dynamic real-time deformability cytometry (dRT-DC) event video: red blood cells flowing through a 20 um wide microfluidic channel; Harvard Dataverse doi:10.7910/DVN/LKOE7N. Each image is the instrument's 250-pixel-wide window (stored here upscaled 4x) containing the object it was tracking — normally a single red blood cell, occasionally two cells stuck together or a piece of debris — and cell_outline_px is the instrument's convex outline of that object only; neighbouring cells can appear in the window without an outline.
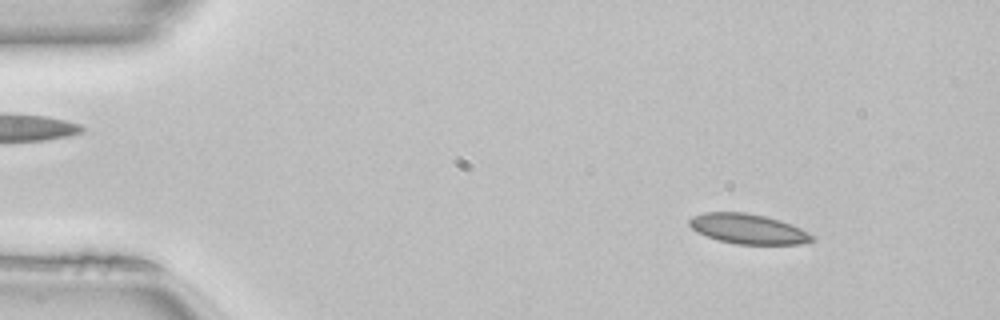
{"species": "common noctule bat (a hibernating species)", "species_latin": "Nyctalus noctula", "temperature_condition": "room temperature", "stored_images_in_passage": 50, "camera_frame_rate_fps": 3000, "um_per_image_px": 0.085, "animal": {"sex": "female", "body_mass_g": 22.7, "forearm_length_mm": 54.2}, "frame": {"image": 1, "passage_image": 6, "time_ms": 1.667, "image_size_px": [1000, 320], "cell_outline_px": [[816, 240], [800, 244], [736, 244], [720, 240], [696, 232], [688, 224], [688, 220], [692, 216], [704, 212], [744, 212], [764, 216], [780, 220], [792, 224], [816, 236]], "centroid_in_image_um": [63.61, 19.45], "position_along_channel_um": 21.4, "area_um2": 21.5}}
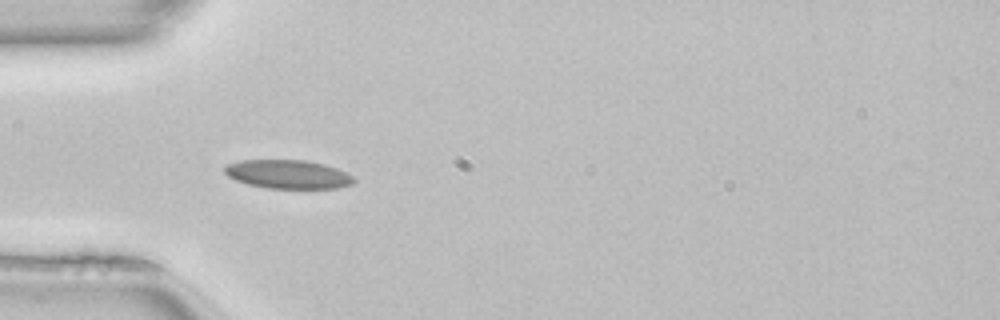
{"frame": {"image": 2, "passage_image": 15, "time_ms": 4.667, "image_size_px": [1000, 320], "cell_outline_px": [[356, 180], [352, 184], [336, 188], [268, 188], [248, 184], [236, 180], [228, 176], [224, 172], [224, 168], [228, 164], [240, 160], [308, 160], [324, 164], [336, 168], [352, 176]], "centroid_in_image_um": [24.47, 14.81], "position_along_channel_um": 60.5, "area_um2": 21.5}}
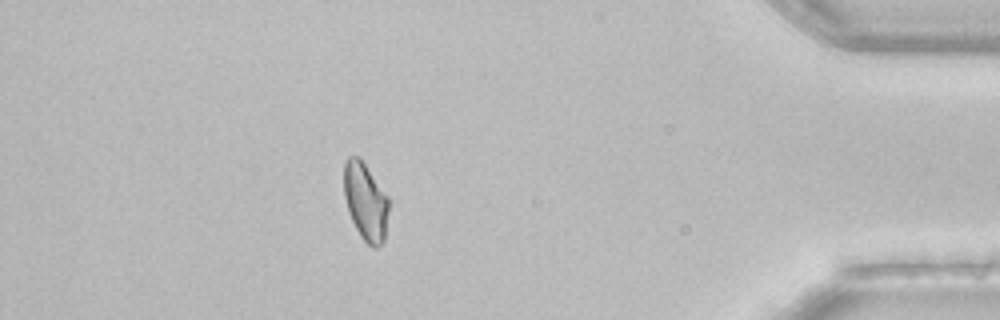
{"frame": {"image": 3, "passage_image": 44, "time_ms": 14.333, "image_size_px": [1000, 320], "cell_outline_px": [[388, 212], [384, 244], [376, 248], [372, 248], [360, 236], [348, 212], [344, 196], [344, 164], [348, 156], [356, 156], [364, 164], [388, 196]], "centroid_in_image_um": [31.07, 17.19], "position_along_channel_um": 404.1, "area_um2": 20.17}, "authors_computed_cell_mechanics": {"area_um2": 20.9525, "velocity_mm_per_s": 4.0698, "shape_relaxation_time_tau1_ms": null, "shape_relaxation_time_tau2_ms": 7.4528, "deformation_change_tau1": null, "deformation_change_tau2": 0.1186}}